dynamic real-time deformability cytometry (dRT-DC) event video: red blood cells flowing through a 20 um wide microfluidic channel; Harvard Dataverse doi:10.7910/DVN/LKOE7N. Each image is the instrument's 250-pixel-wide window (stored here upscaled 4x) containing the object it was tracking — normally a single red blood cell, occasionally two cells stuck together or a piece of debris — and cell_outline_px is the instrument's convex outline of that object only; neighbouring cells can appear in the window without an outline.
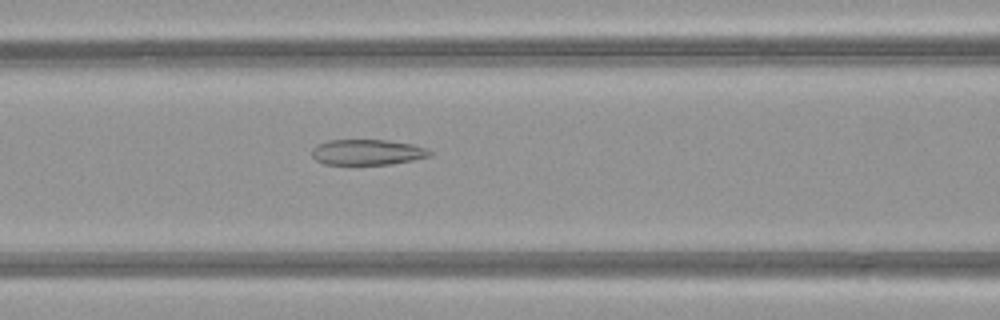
{"species": "common noctule bat (a hibernating species)", "species_latin": "Nyctalus noctula", "temperature_condition": "warm", "stored_images_in_passage": 51, "camera_frame_rate_fps": 3000, "um_per_image_px": 0.085, "animal": {"sex": "female", "body_mass_g": 21.9}, "frame": {"image": 1, "passage_image": 22, "time_ms": 7.0, "image_size_px": [1000, 320], "cell_outline_px": [[432, 156], [392, 164], [324, 164], [316, 160], [312, 156], [312, 148], [316, 144], [328, 140], [384, 140], [412, 144], [428, 148], [432, 152]], "centroid_in_image_um": [31.23, 12.93], "position_along_channel_um": 135.4, "area_um2": 17.63}}
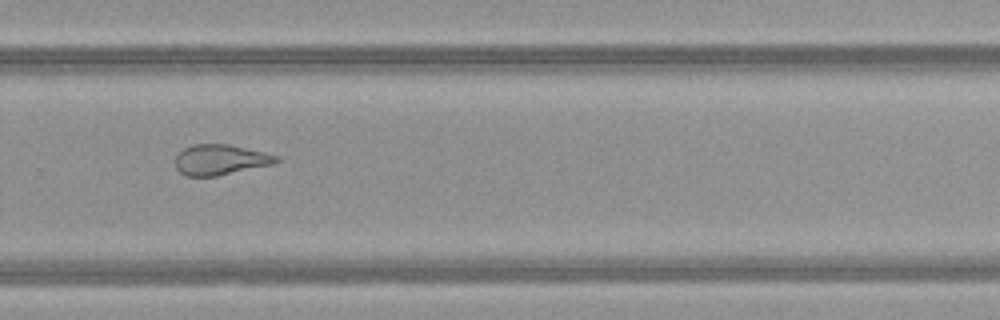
{"frame": {"image": 2, "passage_image": 35, "time_ms": 11.333, "image_size_px": [1000, 320], "cell_outline_px": [[280, 160], [276, 164], [216, 176], [188, 176], [180, 172], [176, 168], [176, 156], [184, 148], [192, 144], [228, 144], [264, 152], [280, 156]], "centroid_in_image_um": [18.77, 13.58], "position_along_channel_um": 311.0, "area_um2": 17.98}}
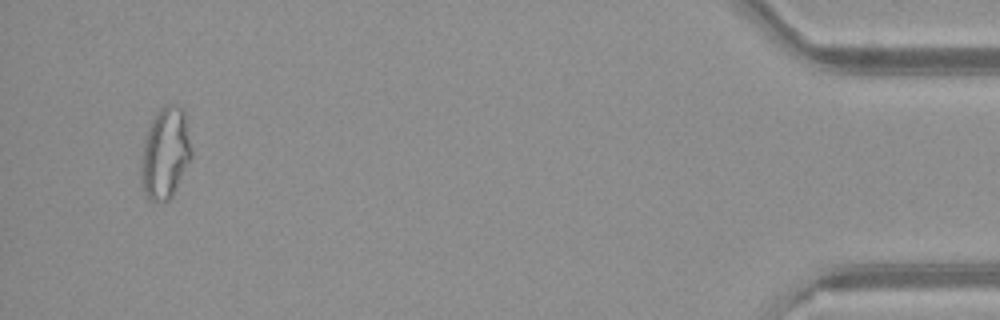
{"frame": {"image": 3, "passage_image": 49, "time_ms": 16.0, "image_size_px": [1000, 320], "cell_outline_px": [[192, 156], [172, 196], [168, 200], [152, 200], [144, 192], [140, 180], [140, 168], [144, 140], [148, 128], [152, 120], [160, 108], [168, 104], [176, 104], [184, 108], [192, 148]], "centroid_in_image_um": [14.06, 12.98], "position_along_channel_um": 421.1, "area_um2": 26.82}, "authors_computed_cell_mechanics": {"area_um2": 22.542, "velocity_mm_per_s": 4.0671, "shape_relaxation_time_tau1_ms": null, "shape_relaxation_time_tau2_ms": 2.0337, "deformation_change_tau1": null, "deformation_change_tau2": 0.1068}}